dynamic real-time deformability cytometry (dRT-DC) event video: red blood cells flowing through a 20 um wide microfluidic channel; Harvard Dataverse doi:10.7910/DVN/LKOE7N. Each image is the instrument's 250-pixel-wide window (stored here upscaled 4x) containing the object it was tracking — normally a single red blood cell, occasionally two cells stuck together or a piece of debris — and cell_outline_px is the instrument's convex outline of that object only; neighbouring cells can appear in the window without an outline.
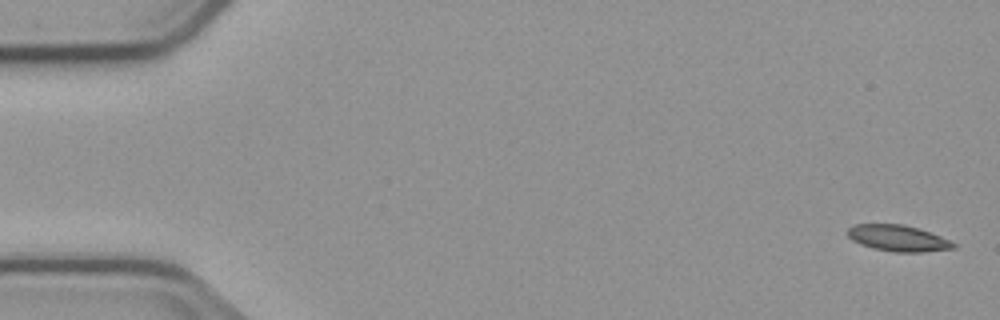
{"species": "common noctule bat (a hibernating species)", "species_latin": "Nyctalus noctula", "temperature_condition": "cold", "stored_images_in_passage": 4, "camera_frame_rate_fps": 3000, "um_per_image_px": 0.085, "animal": {"sex": "male", "body_mass_g": 23.1, "forearm_length_mm": 52.7}, "frame": {"image": 1, "passage_image": 1, "time_ms": 0.0, "image_size_px": [1000, 320], "cell_outline_px": [[956, 248], [924, 252], [896, 252], [876, 248], [860, 244], [852, 240], [848, 236], [848, 228], [856, 224], [904, 224], [940, 236], [956, 244]], "centroid_in_image_um": [76.33, 20.25], "position_along_channel_um": 8.7, "area_um2": 15.9}}